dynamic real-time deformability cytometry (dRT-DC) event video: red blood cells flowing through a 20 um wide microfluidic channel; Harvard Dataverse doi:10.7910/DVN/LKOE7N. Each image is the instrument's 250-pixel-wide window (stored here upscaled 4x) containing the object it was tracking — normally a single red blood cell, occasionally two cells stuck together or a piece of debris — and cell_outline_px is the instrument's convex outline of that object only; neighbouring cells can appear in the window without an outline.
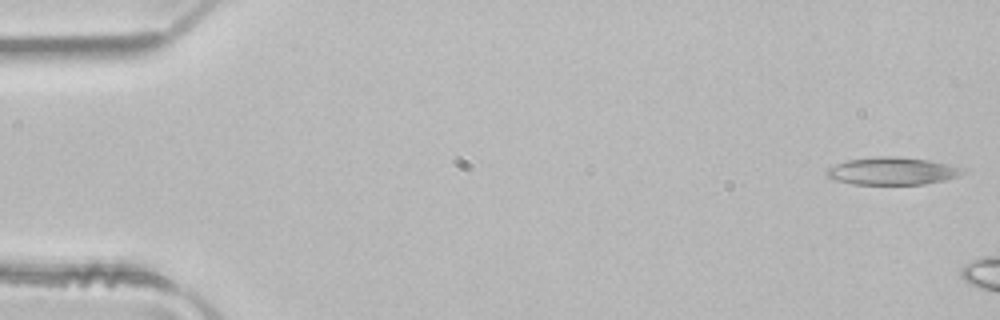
{"species": "common noctule bat (a hibernating species)", "species_latin": "Nyctalus noctula", "temperature_condition": "room temperature", "stored_images_in_passage": 3, "camera_frame_rate_fps": 3000, "um_per_image_px": 0.085, "animal": {"sex": "male", "body_mass_g": 21.5, "forearm_length_mm": 52.0}, "frame": {"image": 1, "passage_image": 1, "time_ms": 0.0, "image_size_px": [1000, 320], "cell_outline_px": [[968, 172], [944, 180], [924, 184], [852, 184], [836, 180], [828, 176], [824, 172], [828, 168], [836, 164], [848, 160], [876, 156], [900, 156], [928, 160], [948, 164], [964, 168]], "centroid_in_image_um": [75.86, 14.53], "position_along_channel_um": 9.1, "area_um2": 21.85}}